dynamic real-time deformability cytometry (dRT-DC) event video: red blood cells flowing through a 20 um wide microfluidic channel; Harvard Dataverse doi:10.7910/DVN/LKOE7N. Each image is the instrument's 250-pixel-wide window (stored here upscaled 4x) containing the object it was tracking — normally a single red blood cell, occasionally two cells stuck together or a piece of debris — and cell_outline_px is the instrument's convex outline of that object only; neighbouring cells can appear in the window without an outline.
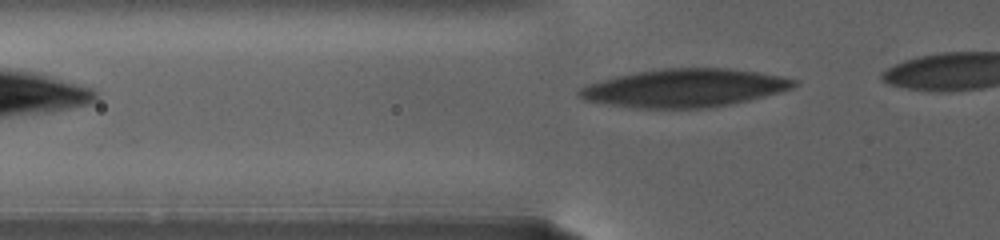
{"species": "human", "species_latin": "Homo sapiens", "temperature_condition": "warm", "stored_images_in_passage": 7, "segment_of_instrument_passage": [2, 2], "camera_frame_rate_fps": 3000, "um_per_image_px": 0.085, "donor": {"sex": "female"}, "frame": {"image": 1, "passage_image": 7, "time_ms": 3.667, "image_size_px": [1000, 240], "cell_outline_px": [[796, 84], [792, 88], [780, 92], [732, 104], [712, 108], [636, 108], [608, 104], [588, 100], [580, 96], [576, 92], [580, 88], [588, 84], [616, 76], [636, 72], [664, 68], [724, 68], [756, 72], [796, 80]], "centroid_in_image_um": [58.17, 7.49], "position_along_channel_um": 67.6, "area_um2": 47.22}}